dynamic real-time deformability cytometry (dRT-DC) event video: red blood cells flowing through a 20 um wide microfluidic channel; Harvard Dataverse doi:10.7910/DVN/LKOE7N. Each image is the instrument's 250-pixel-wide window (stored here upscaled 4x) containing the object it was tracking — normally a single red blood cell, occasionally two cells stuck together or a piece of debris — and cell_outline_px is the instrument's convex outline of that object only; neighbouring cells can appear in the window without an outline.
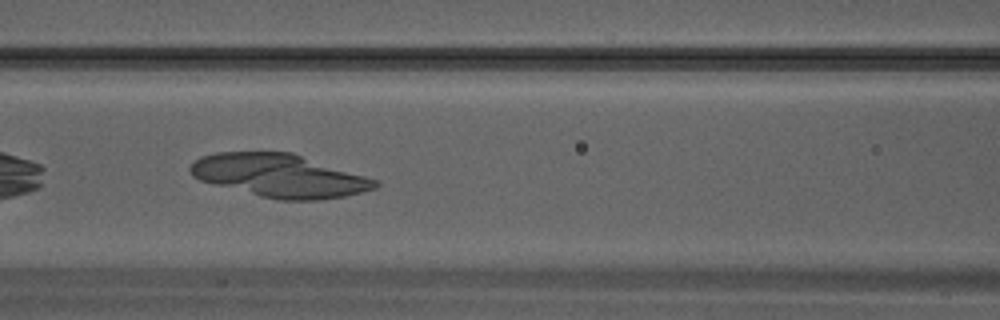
{"species": "Egyptian fruit bat (a non-hibernating species)", "species_latin": "Rousettus aegyptiacus", "temperature_condition": "warm", "stored_images_in_passage": 31, "camera_frame_rate_fps": 3000, "um_per_image_px": 0.085, "animal": {"sex": "male"}, "frame": {"image": 1, "passage_image": 14, "time_ms": 4.333, "image_size_px": [1000, 320], "cell_outline_px": [[380, 184], [376, 188], [344, 196], [320, 200], [280, 200], [260, 196], [200, 180], [192, 176], [188, 168], [200, 156], [216, 152], [292, 152], [380, 180]], "centroid_in_image_um": [23.79, 14.92], "position_along_channel_um": 142.8, "area_um2": 46.41}}
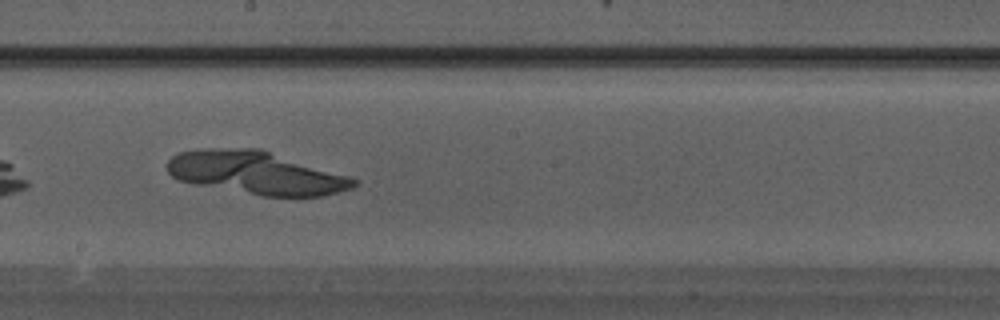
{"frame": {"image": 2, "passage_image": 18, "time_ms": 5.667, "image_size_px": [1000, 320], "cell_outline_px": [[360, 184], [352, 188], [320, 196], [264, 196], [196, 184], [180, 180], [172, 176], [168, 172], [168, 160], [172, 156], [180, 152], [208, 148], [260, 148], [348, 176], [360, 180]], "centroid_in_image_um": [21.8, 14.68], "position_along_channel_um": 226.4, "area_um2": 46.3}}
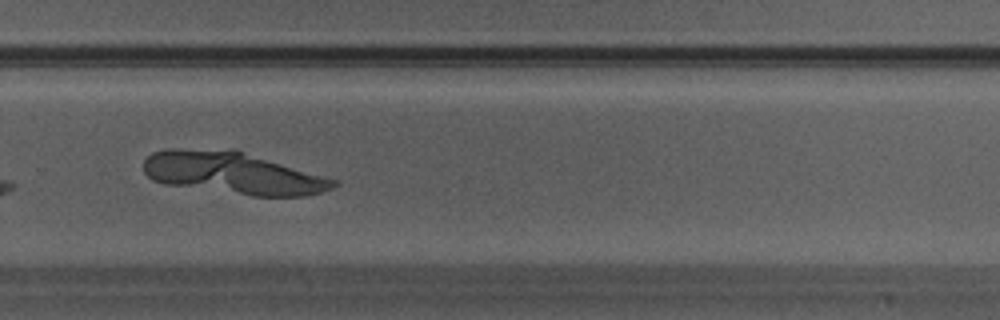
{"frame": {"image": 3, "passage_image": 22, "time_ms": 7.0, "image_size_px": [1000, 320], "cell_outline_px": [[340, 184], [332, 188], [320, 192], [304, 196], [252, 196], [164, 184], [152, 180], [144, 172], [144, 160], [152, 152], [164, 148], [232, 148], [340, 180]], "centroid_in_image_um": [19.79, 14.69], "position_along_channel_um": 310.0, "area_um2": 47.34}}